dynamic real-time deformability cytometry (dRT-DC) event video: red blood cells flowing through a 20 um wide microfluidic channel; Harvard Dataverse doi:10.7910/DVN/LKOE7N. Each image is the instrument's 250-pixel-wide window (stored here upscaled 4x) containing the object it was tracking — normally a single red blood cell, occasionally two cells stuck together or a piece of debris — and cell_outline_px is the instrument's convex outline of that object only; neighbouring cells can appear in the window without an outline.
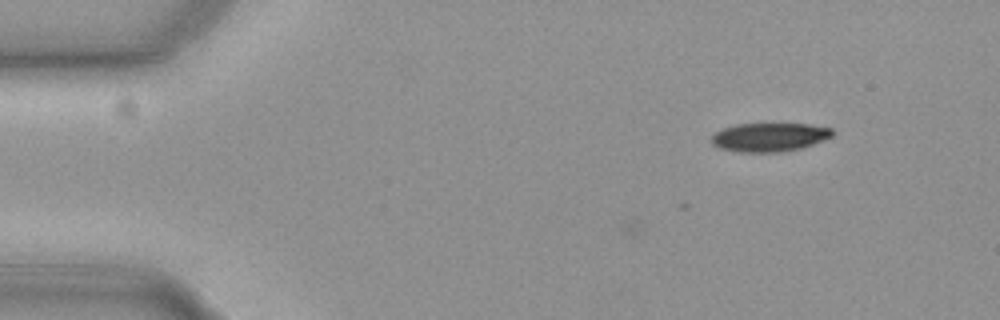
{"species": "common noctule bat (a hibernating species)", "species_latin": "Nyctalus noctula", "temperature_condition": "cold", "stored_images_in_passage": 12, "camera_frame_rate_fps": 3000, "um_per_image_px": 0.085, "animal": {"sex": "female", "body_mass_g": 19.3, "forearm_length_mm": 54.1}, "frame": {"image": 1, "passage_image": 12, "time_ms": 3.667, "image_size_px": [1000, 320], "cell_outline_px": [[832, 136], [824, 140], [800, 148], [784, 152], [736, 152], [720, 148], [712, 144], [712, 136], [716, 132], [724, 128], [736, 124], [808, 124], [832, 128]], "centroid_in_image_um": [65.39, 11.66], "position_along_channel_um": 19.6, "area_um2": 20.11}}